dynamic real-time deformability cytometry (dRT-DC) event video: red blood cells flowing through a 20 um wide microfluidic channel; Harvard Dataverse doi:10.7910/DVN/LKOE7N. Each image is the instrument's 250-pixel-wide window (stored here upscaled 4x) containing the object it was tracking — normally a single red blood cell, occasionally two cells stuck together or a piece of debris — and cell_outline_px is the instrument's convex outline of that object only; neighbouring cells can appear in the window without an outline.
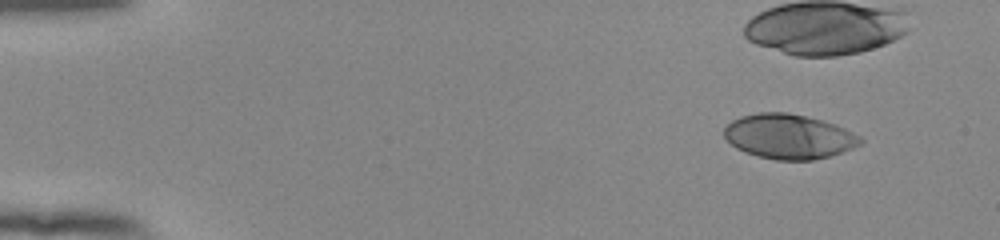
{"species": "human", "species_latin": "Homo sapiens", "temperature_condition": "room temperature", "stored_images_in_passage": 39, "camera_frame_rate_fps": 3000, "um_per_image_px": 0.085, "donor": {"sex": "female"}, "frame": {"image": 1, "passage_image": 1, "time_ms": 0.0, "image_size_px": [1000, 240], "cell_outline_px": [[864, 140], [860, 144], [852, 148], [828, 156], [812, 160], [776, 160], [744, 152], [736, 148], [724, 136], [724, 128], [732, 120], [740, 116], [760, 112], [788, 112], [836, 124], [860, 136]], "centroid_in_image_um": [67.04, 11.59], "position_along_channel_um": 18.0, "area_um2": 35.26}}